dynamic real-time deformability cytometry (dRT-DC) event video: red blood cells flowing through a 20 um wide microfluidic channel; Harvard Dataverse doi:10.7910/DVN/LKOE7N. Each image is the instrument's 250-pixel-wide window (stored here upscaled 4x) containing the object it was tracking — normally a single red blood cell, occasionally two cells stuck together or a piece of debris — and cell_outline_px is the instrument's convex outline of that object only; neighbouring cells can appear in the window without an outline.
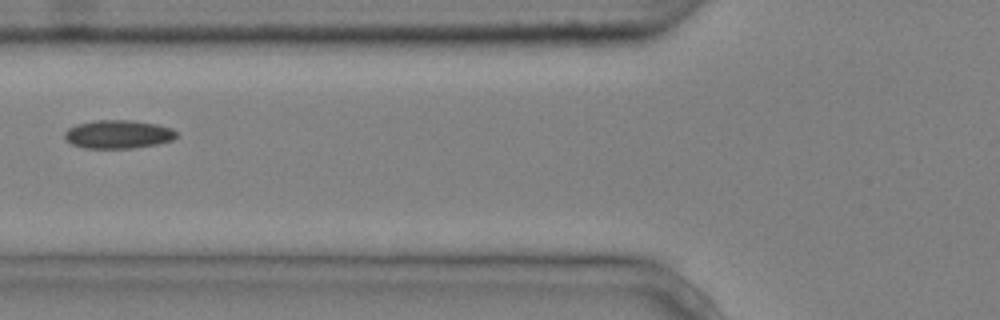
{"species": "common noctule bat (a hibernating species)", "species_latin": "Nyctalus noctula", "temperature_condition": "cold", "stored_images_in_passage": 2, "camera_frame_rate_fps": 3000, "um_per_image_px": 0.085, "animal": {"sex": "male", "body_mass_g": 20.4}, "frame": {"image": 1, "passage_image": 2, "time_ms": 0.333, "image_size_px": [1000, 320], "cell_outline_px": [[176, 136], [172, 140], [156, 144], [132, 148], [84, 148], [72, 144], [64, 136], [64, 132], [68, 128], [76, 124], [96, 120], [132, 120], [156, 124], [172, 128], [176, 132]], "centroid_in_image_um": [10.03, 11.41], "position_along_channel_um": 115.8, "area_um2": 18.44}}